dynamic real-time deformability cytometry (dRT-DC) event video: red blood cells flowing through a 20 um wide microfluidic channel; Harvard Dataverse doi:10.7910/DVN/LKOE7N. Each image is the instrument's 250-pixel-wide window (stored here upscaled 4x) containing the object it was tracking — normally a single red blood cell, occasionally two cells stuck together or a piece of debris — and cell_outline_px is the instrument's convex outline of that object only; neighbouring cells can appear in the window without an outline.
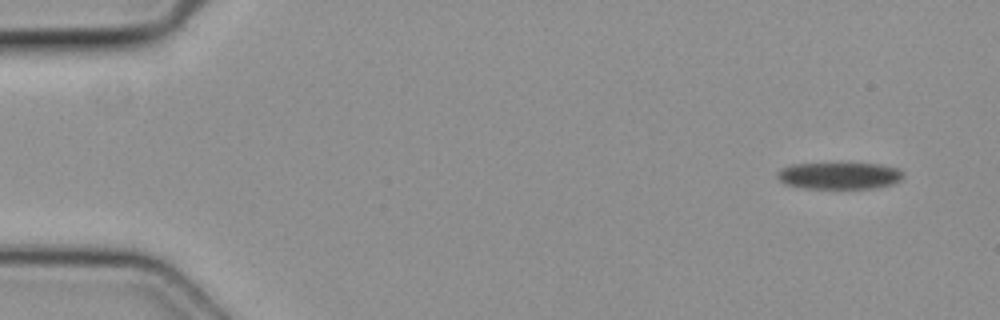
{"species": "common noctule bat (a hibernating species)", "species_latin": "Nyctalus noctula", "temperature_condition": "cold", "stored_images_in_passage": 8, "camera_frame_rate_fps": 3000, "um_per_image_px": 0.085, "animal": {"sex": "female", "body_mass_g": 19.3, "forearm_length_mm": 54.1}, "frame": {"image": 1, "passage_image": 1, "time_ms": 0.0, "image_size_px": [1000, 320], "cell_outline_px": [[904, 176], [900, 180], [892, 184], [876, 188], [804, 188], [784, 184], [776, 176], [776, 172], [780, 168], [792, 164], [880, 164], [900, 168], [904, 172]], "centroid_in_image_um": [71.35, 14.93], "position_along_channel_um": 13.7, "area_um2": 19.77}}
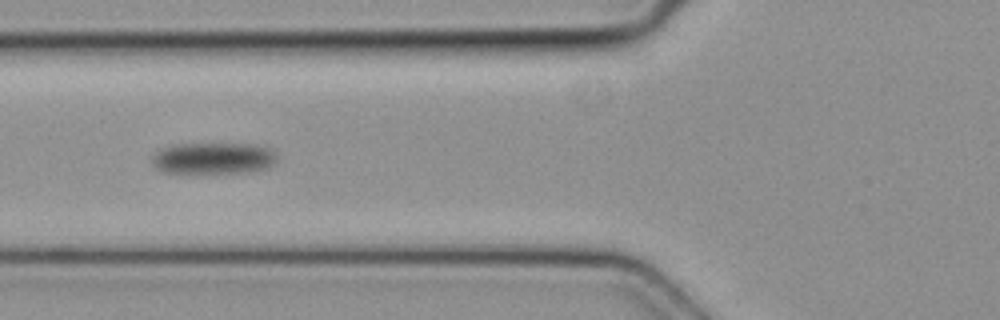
{"frame": {"image": 2, "passage_image": 6, "time_ms": 1.667, "image_size_px": [1000, 320], "cell_outline_px": [[276, 164], [268, 168], [252, 172], [196, 176], [160, 172], [152, 164], [152, 156], [160, 148], [172, 144], [260, 144], [272, 148], [276, 152]], "centroid_in_image_um": [18.13, 13.51], "position_along_channel_um": 107.7, "area_um2": 24.62}}
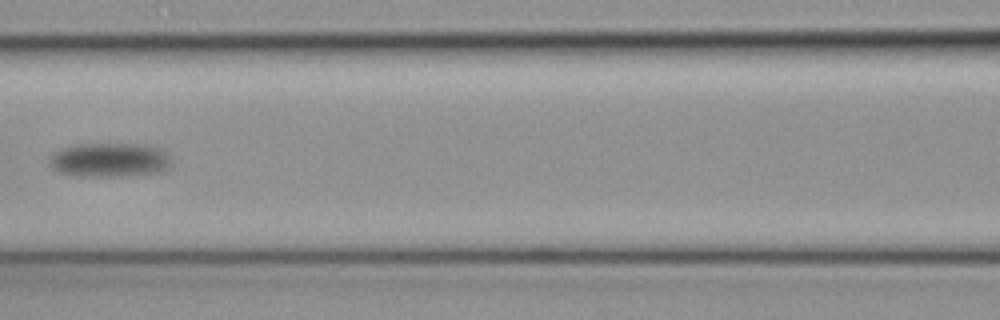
{"frame": {"image": 3, "passage_image": 7, "time_ms": 2.0, "image_size_px": [1000, 320], "cell_outline_px": [[172, 164], [168, 172], [120, 176], [72, 176], [60, 172], [52, 168], [48, 164], [48, 160], [60, 148], [76, 144], [148, 144], [160, 148], [168, 152], [172, 156]], "centroid_in_image_um": [9.41, 13.6], "position_along_channel_um": 157.2, "area_um2": 25.03}}